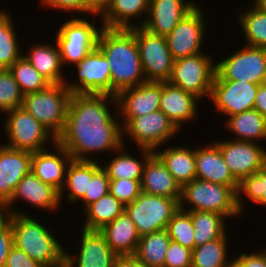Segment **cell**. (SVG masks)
<instances>
[{
  "label": "cell",
  "mask_w": 266,
  "mask_h": 267,
  "mask_svg": "<svg viewBox=\"0 0 266 267\" xmlns=\"http://www.w3.org/2000/svg\"><path fill=\"white\" fill-rule=\"evenodd\" d=\"M23 94L9 69L0 68V112L22 106Z\"/></svg>",
  "instance_id": "42"
},
{
  "label": "cell",
  "mask_w": 266,
  "mask_h": 267,
  "mask_svg": "<svg viewBox=\"0 0 266 267\" xmlns=\"http://www.w3.org/2000/svg\"><path fill=\"white\" fill-rule=\"evenodd\" d=\"M67 72L68 77L71 75L72 78L76 75L72 80L70 77H66L64 82L73 94H111L109 62L98 47Z\"/></svg>",
  "instance_id": "12"
},
{
  "label": "cell",
  "mask_w": 266,
  "mask_h": 267,
  "mask_svg": "<svg viewBox=\"0 0 266 267\" xmlns=\"http://www.w3.org/2000/svg\"><path fill=\"white\" fill-rule=\"evenodd\" d=\"M178 210L176 199L143 192L132 203L125 205V212L135 223L140 236L166 229Z\"/></svg>",
  "instance_id": "14"
},
{
  "label": "cell",
  "mask_w": 266,
  "mask_h": 267,
  "mask_svg": "<svg viewBox=\"0 0 266 267\" xmlns=\"http://www.w3.org/2000/svg\"><path fill=\"white\" fill-rule=\"evenodd\" d=\"M241 46V47H240ZM238 49L220 55L216 60L215 77L218 80H242L264 84L266 80V49L241 43ZM223 56V57H221Z\"/></svg>",
  "instance_id": "11"
},
{
  "label": "cell",
  "mask_w": 266,
  "mask_h": 267,
  "mask_svg": "<svg viewBox=\"0 0 266 267\" xmlns=\"http://www.w3.org/2000/svg\"><path fill=\"white\" fill-rule=\"evenodd\" d=\"M179 209L216 212L229 222L243 218L237 206V192L232 187L197 178L182 186Z\"/></svg>",
  "instance_id": "5"
},
{
  "label": "cell",
  "mask_w": 266,
  "mask_h": 267,
  "mask_svg": "<svg viewBox=\"0 0 266 267\" xmlns=\"http://www.w3.org/2000/svg\"><path fill=\"white\" fill-rule=\"evenodd\" d=\"M127 148H129L127 145H122L109 157H105L106 160H101V166L106 171L109 179H142L145 162L154 151L146 148H136L134 149L137 151L135 153L133 149L130 150L129 148L128 150ZM131 151L134 153H131Z\"/></svg>",
  "instance_id": "26"
},
{
  "label": "cell",
  "mask_w": 266,
  "mask_h": 267,
  "mask_svg": "<svg viewBox=\"0 0 266 267\" xmlns=\"http://www.w3.org/2000/svg\"><path fill=\"white\" fill-rule=\"evenodd\" d=\"M92 178L93 161L72 159L66 171L65 185L60 192L61 206L65 203L63 201L74 206L85 195H89Z\"/></svg>",
  "instance_id": "32"
},
{
  "label": "cell",
  "mask_w": 266,
  "mask_h": 267,
  "mask_svg": "<svg viewBox=\"0 0 266 267\" xmlns=\"http://www.w3.org/2000/svg\"><path fill=\"white\" fill-rule=\"evenodd\" d=\"M262 116L266 117V84H260L256 93L254 107Z\"/></svg>",
  "instance_id": "51"
},
{
  "label": "cell",
  "mask_w": 266,
  "mask_h": 267,
  "mask_svg": "<svg viewBox=\"0 0 266 267\" xmlns=\"http://www.w3.org/2000/svg\"><path fill=\"white\" fill-rule=\"evenodd\" d=\"M39 40L38 37L37 43L34 41L33 45L28 43V50H25V45H27L25 42L23 47L25 52L22 55L50 84L64 83L67 73L63 68L60 49L56 41L54 38L52 39L53 43L45 42L42 39L39 42Z\"/></svg>",
  "instance_id": "25"
},
{
  "label": "cell",
  "mask_w": 266,
  "mask_h": 267,
  "mask_svg": "<svg viewBox=\"0 0 266 267\" xmlns=\"http://www.w3.org/2000/svg\"><path fill=\"white\" fill-rule=\"evenodd\" d=\"M195 145L196 178L238 190V181L225 164L219 147L212 141Z\"/></svg>",
  "instance_id": "24"
},
{
  "label": "cell",
  "mask_w": 266,
  "mask_h": 267,
  "mask_svg": "<svg viewBox=\"0 0 266 267\" xmlns=\"http://www.w3.org/2000/svg\"><path fill=\"white\" fill-rule=\"evenodd\" d=\"M21 202L32 208L31 211L37 210L36 212L40 216L43 213H49L52 216L54 214L55 216L58 211L61 212L60 209L63 207L60 203V193L54 187L40 180L32 170L20 180L12 198L0 212L4 214L28 215L29 213V215H34L30 210L24 211V206H22V210L19 206Z\"/></svg>",
  "instance_id": "10"
},
{
  "label": "cell",
  "mask_w": 266,
  "mask_h": 267,
  "mask_svg": "<svg viewBox=\"0 0 266 267\" xmlns=\"http://www.w3.org/2000/svg\"><path fill=\"white\" fill-rule=\"evenodd\" d=\"M170 239L191 250L195 248L194 226L191 215L179 209L166 227Z\"/></svg>",
  "instance_id": "41"
},
{
  "label": "cell",
  "mask_w": 266,
  "mask_h": 267,
  "mask_svg": "<svg viewBox=\"0 0 266 267\" xmlns=\"http://www.w3.org/2000/svg\"><path fill=\"white\" fill-rule=\"evenodd\" d=\"M13 246L10 214L0 212V267H5L7 255Z\"/></svg>",
  "instance_id": "47"
},
{
  "label": "cell",
  "mask_w": 266,
  "mask_h": 267,
  "mask_svg": "<svg viewBox=\"0 0 266 267\" xmlns=\"http://www.w3.org/2000/svg\"><path fill=\"white\" fill-rule=\"evenodd\" d=\"M109 192L122 204L127 205L142 193L141 180L110 179Z\"/></svg>",
  "instance_id": "45"
},
{
  "label": "cell",
  "mask_w": 266,
  "mask_h": 267,
  "mask_svg": "<svg viewBox=\"0 0 266 267\" xmlns=\"http://www.w3.org/2000/svg\"><path fill=\"white\" fill-rule=\"evenodd\" d=\"M36 215L10 214L13 245L45 267H62L67 244L63 243L62 237H56V229L52 230L55 226L47 225L45 215L42 219Z\"/></svg>",
  "instance_id": "3"
},
{
  "label": "cell",
  "mask_w": 266,
  "mask_h": 267,
  "mask_svg": "<svg viewBox=\"0 0 266 267\" xmlns=\"http://www.w3.org/2000/svg\"><path fill=\"white\" fill-rule=\"evenodd\" d=\"M110 2L111 0H87L89 7L99 15L106 9Z\"/></svg>",
  "instance_id": "52"
},
{
  "label": "cell",
  "mask_w": 266,
  "mask_h": 267,
  "mask_svg": "<svg viewBox=\"0 0 266 267\" xmlns=\"http://www.w3.org/2000/svg\"><path fill=\"white\" fill-rule=\"evenodd\" d=\"M56 142L74 160L101 162L105 153L108 157L118 150L123 145V130L116 96L72 94L65 128Z\"/></svg>",
  "instance_id": "1"
},
{
  "label": "cell",
  "mask_w": 266,
  "mask_h": 267,
  "mask_svg": "<svg viewBox=\"0 0 266 267\" xmlns=\"http://www.w3.org/2000/svg\"><path fill=\"white\" fill-rule=\"evenodd\" d=\"M124 211L125 205L109 192L82 211L81 217L83 216L84 218H81L80 227L87 230H100L114 221Z\"/></svg>",
  "instance_id": "35"
},
{
  "label": "cell",
  "mask_w": 266,
  "mask_h": 267,
  "mask_svg": "<svg viewBox=\"0 0 266 267\" xmlns=\"http://www.w3.org/2000/svg\"><path fill=\"white\" fill-rule=\"evenodd\" d=\"M119 118L123 130V145L135 146L133 148L155 151L161 146L174 143L175 137L179 135L181 138L180 133H184L161 110L140 117ZM129 141L134 144L130 145Z\"/></svg>",
  "instance_id": "6"
},
{
  "label": "cell",
  "mask_w": 266,
  "mask_h": 267,
  "mask_svg": "<svg viewBox=\"0 0 266 267\" xmlns=\"http://www.w3.org/2000/svg\"><path fill=\"white\" fill-rule=\"evenodd\" d=\"M162 82L147 81L116 95L119 117H140L159 110Z\"/></svg>",
  "instance_id": "21"
},
{
  "label": "cell",
  "mask_w": 266,
  "mask_h": 267,
  "mask_svg": "<svg viewBox=\"0 0 266 267\" xmlns=\"http://www.w3.org/2000/svg\"><path fill=\"white\" fill-rule=\"evenodd\" d=\"M243 7V8H242ZM235 11L242 32L243 44L266 49V13L257 8L251 1ZM240 11V12H237ZM243 37V38H242Z\"/></svg>",
  "instance_id": "33"
},
{
  "label": "cell",
  "mask_w": 266,
  "mask_h": 267,
  "mask_svg": "<svg viewBox=\"0 0 266 267\" xmlns=\"http://www.w3.org/2000/svg\"><path fill=\"white\" fill-rule=\"evenodd\" d=\"M200 2L196 0H150L141 26L154 35L167 36Z\"/></svg>",
  "instance_id": "20"
},
{
  "label": "cell",
  "mask_w": 266,
  "mask_h": 267,
  "mask_svg": "<svg viewBox=\"0 0 266 267\" xmlns=\"http://www.w3.org/2000/svg\"><path fill=\"white\" fill-rule=\"evenodd\" d=\"M170 241L166 229L140 236L135 255L146 267H164Z\"/></svg>",
  "instance_id": "38"
},
{
  "label": "cell",
  "mask_w": 266,
  "mask_h": 267,
  "mask_svg": "<svg viewBox=\"0 0 266 267\" xmlns=\"http://www.w3.org/2000/svg\"><path fill=\"white\" fill-rule=\"evenodd\" d=\"M228 267H241L235 260H233Z\"/></svg>",
  "instance_id": "54"
},
{
  "label": "cell",
  "mask_w": 266,
  "mask_h": 267,
  "mask_svg": "<svg viewBox=\"0 0 266 267\" xmlns=\"http://www.w3.org/2000/svg\"><path fill=\"white\" fill-rule=\"evenodd\" d=\"M166 144L157 148L154 153L161 159L172 174L174 179L182 187L196 178L195 146L193 143L183 144L177 142Z\"/></svg>",
  "instance_id": "28"
},
{
  "label": "cell",
  "mask_w": 266,
  "mask_h": 267,
  "mask_svg": "<svg viewBox=\"0 0 266 267\" xmlns=\"http://www.w3.org/2000/svg\"><path fill=\"white\" fill-rule=\"evenodd\" d=\"M203 103L194 94L184 91L182 88L162 82L160 107L161 110L182 132L186 131L190 124L199 119V108ZM196 121V122H195ZM188 126V127H187Z\"/></svg>",
  "instance_id": "19"
},
{
  "label": "cell",
  "mask_w": 266,
  "mask_h": 267,
  "mask_svg": "<svg viewBox=\"0 0 266 267\" xmlns=\"http://www.w3.org/2000/svg\"><path fill=\"white\" fill-rule=\"evenodd\" d=\"M72 92L64 83L23 95L22 108L29 112L57 139L63 132Z\"/></svg>",
  "instance_id": "8"
},
{
  "label": "cell",
  "mask_w": 266,
  "mask_h": 267,
  "mask_svg": "<svg viewBox=\"0 0 266 267\" xmlns=\"http://www.w3.org/2000/svg\"><path fill=\"white\" fill-rule=\"evenodd\" d=\"M32 153L0 142V210L10 201L20 180L31 171Z\"/></svg>",
  "instance_id": "22"
},
{
  "label": "cell",
  "mask_w": 266,
  "mask_h": 267,
  "mask_svg": "<svg viewBox=\"0 0 266 267\" xmlns=\"http://www.w3.org/2000/svg\"><path fill=\"white\" fill-rule=\"evenodd\" d=\"M206 52L205 49L203 53L174 60L172 74L168 82L194 94L207 104L216 73V60H214L213 53L211 55L209 52L208 55Z\"/></svg>",
  "instance_id": "9"
},
{
  "label": "cell",
  "mask_w": 266,
  "mask_h": 267,
  "mask_svg": "<svg viewBox=\"0 0 266 267\" xmlns=\"http://www.w3.org/2000/svg\"><path fill=\"white\" fill-rule=\"evenodd\" d=\"M114 267H146L135 254L117 255Z\"/></svg>",
  "instance_id": "50"
},
{
  "label": "cell",
  "mask_w": 266,
  "mask_h": 267,
  "mask_svg": "<svg viewBox=\"0 0 266 267\" xmlns=\"http://www.w3.org/2000/svg\"><path fill=\"white\" fill-rule=\"evenodd\" d=\"M227 233L229 232L221 238L196 246L192 250L191 267H228L234 258L233 255H229L232 251L229 239L232 237Z\"/></svg>",
  "instance_id": "36"
},
{
  "label": "cell",
  "mask_w": 266,
  "mask_h": 267,
  "mask_svg": "<svg viewBox=\"0 0 266 267\" xmlns=\"http://www.w3.org/2000/svg\"><path fill=\"white\" fill-rule=\"evenodd\" d=\"M191 215L194 226L195 247L205 244L209 241L221 238L231 229L227 219L216 212L193 211L188 212ZM228 224V225H227Z\"/></svg>",
  "instance_id": "37"
},
{
  "label": "cell",
  "mask_w": 266,
  "mask_h": 267,
  "mask_svg": "<svg viewBox=\"0 0 266 267\" xmlns=\"http://www.w3.org/2000/svg\"><path fill=\"white\" fill-rule=\"evenodd\" d=\"M252 3L266 13V0H251Z\"/></svg>",
  "instance_id": "53"
},
{
  "label": "cell",
  "mask_w": 266,
  "mask_h": 267,
  "mask_svg": "<svg viewBox=\"0 0 266 267\" xmlns=\"http://www.w3.org/2000/svg\"><path fill=\"white\" fill-rule=\"evenodd\" d=\"M141 188L142 192L148 195L173 198L178 202L181 198L182 187L155 153H153L145 162L141 179Z\"/></svg>",
  "instance_id": "29"
},
{
  "label": "cell",
  "mask_w": 266,
  "mask_h": 267,
  "mask_svg": "<svg viewBox=\"0 0 266 267\" xmlns=\"http://www.w3.org/2000/svg\"><path fill=\"white\" fill-rule=\"evenodd\" d=\"M212 141L219 147L225 164L238 182L247 176L255 175L266 164L265 145L228 137Z\"/></svg>",
  "instance_id": "18"
},
{
  "label": "cell",
  "mask_w": 266,
  "mask_h": 267,
  "mask_svg": "<svg viewBox=\"0 0 266 267\" xmlns=\"http://www.w3.org/2000/svg\"><path fill=\"white\" fill-rule=\"evenodd\" d=\"M1 116L0 129L4 128L1 131L5 132L7 137L3 139L6 141L2 144L6 147L35 153L56 143V138L49 130L22 107L9 110Z\"/></svg>",
  "instance_id": "7"
},
{
  "label": "cell",
  "mask_w": 266,
  "mask_h": 267,
  "mask_svg": "<svg viewBox=\"0 0 266 267\" xmlns=\"http://www.w3.org/2000/svg\"><path fill=\"white\" fill-rule=\"evenodd\" d=\"M76 226L79 229L76 233H80L78 237L73 238V241L76 240L75 246L71 247V250L74 248L73 251L69 247L64 248V266L114 267L117 255L111 250L105 236L99 230H87L78 224Z\"/></svg>",
  "instance_id": "15"
},
{
  "label": "cell",
  "mask_w": 266,
  "mask_h": 267,
  "mask_svg": "<svg viewBox=\"0 0 266 267\" xmlns=\"http://www.w3.org/2000/svg\"><path fill=\"white\" fill-rule=\"evenodd\" d=\"M23 95L46 89L50 83L22 55L9 68Z\"/></svg>",
  "instance_id": "40"
},
{
  "label": "cell",
  "mask_w": 266,
  "mask_h": 267,
  "mask_svg": "<svg viewBox=\"0 0 266 267\" xmlns=\"http://www.w3.org/2000/svg\"><path fill=\"white\" fill-rule=\"evenodd\" d=\"M8 9L0 8V68L3 69H9L24 52L23 44L19 39V35L20 37L22 35L18 32L17 24L14 23L16 20L13 18V13L10 8Z\"/></svg>",
  "instance_id": "34"
},
{
  "label": "cell",
  "mask_w": 266,
  "mask_h": 267,
  "mask_svg": "<svg viewBox=\"0 0 266 267\" xmlns=\"http://www.w3.org/2000/svg\"><path fill=\"white\" fill-rule=\"evenodd\" d=\"M64 17L66 19L62 20V24H59L51 38L55 39L60 49L62 65L67 71L97 47L98 36L103 25L99 14L69 17V19Z\"/></svg>",
  "instance_id": "4"
},
{
  "label": "cell",
  "mask_w": 266,
  "mask_h": 267,
  "mask_svg": "<svg viewBox=\"0 0 266 267\" xmlns=\"http://www.w3.org/2000/svg\"><path fill=\"white\" fill-rule=\"evenodd\" d=\"M259 85L242 80H218L215 76L208 103L214 113L224 117L251 110Z\"/></svg>",
  "instance_id": "17"
},
{
  "label": "cell",
  "mask_w": 266,
  "mask_h": 267,
  "mask_svg": "<svg viewBox=\"0 0 266 267\" xmlns=\"http://www.w3.org/2000/svg\"><path fill=\"white\" fill-rule=\"evenodd\" d=\"M5 267H45L39 261L33 260L21 249L12 246L7 255Z\"/></svg>",
  "instance_id": "49"
},
{
  "label": "cell",
  "mask_w": 266,
  "mask_h": 267,
  "mask_svg": "<svg viewBox=\"0 0 266 267\" xmlns=\"http://www.w3.org/2000/svg\"><path fill=\"white\" fill-rule=\"evenodd\" d=\"M143 73L147 81L166 82L170 79L174 59L166 36L154 35L143 27H135Z\"/></svg>",
  "instance_id": "16"
},
{
  "label": "cell",
  "mask_w": 266,
  "mask_h": 267,
  "mask_svg": "<svg viewBox=\"0 0 266 267\" xmlns=\"http://www.w3.org/2000/svg\"><path fill=\"white\" fill-rule=\"evenodd\" d=\"M72 160L71 155L57 142L50 148L32 153V172L45 184L59 193L66 180V171Z\"/></svg>",
  "instance_id": "23"
},
{
  "label": "cell",
  "mask_w": 266,
  "mask_h": 267,
  "mask_svg": "<svg viewBox=\"0 0 266 267\" xmlns=\"http://www.w3.org/2000/svg\"><path fill=\"white\" fill-rule=\"evenodd\" d=\"M205 6L199 3L166 36L168 48L174 60L205 52L206 43L204 42L207 40L206 34L208 35L209 30L207 28L209 17H206L208 12Z\"/></svg>",
  "instance_id": "13"
},
{
  "label": "cell",
  "mask_w": 266,
  "mask_h": 267,
  "mask_svg": "<svg viewBox=\"0 0 266 267\" xmlns=\"http://www.w3.org/2000/svg\"><path fill=\"white\" fill-rule=\"evenodd\" d=\"M246 202L266 208V164L255 175L247 176L238 183L237 206L242 215L246 212L245 216V210H248Z\"/></svg>",
  "instance_id": "39"
},
{
  "label": "cell",
  "mask_w": 266,
  "mask_h": 267,
  "mask_svg": "<svg viewBox=\"0 0 266 267\" xmlns=\"http://www.w3.org/2000/svg\"><path fill=\"white\" fill-rule=\"evenodd\" d=\"M192 265V250L170 241L168 246L164 267H191Z\"/></svg>",
  "instance_id": "46"
},
{
  "label": "cell",
  "mask_w": 266,
  "mask_h": 267,
  "mask_svg": "<svg viewBox=\"0 0 266 267\" xmlns=\"http://www.w3.org/2000/svg\"><path fill=\"white\" fill-rule=\"evenodd\" d=\"M99 231L116 255L136 253L140 235L135 223L125 211Z\"/></svg>",
  "instance_id": "31"
},
{
  "label": "cell",
  "mask_w": 266,
  "mask_h": 267,
  "mask_svg": "<svg viewBox=\"0 0 266 267\" xmlns=\"http://www.w3.org/2000/svg\"><path fill=\"white\" fill-rule=\"evenodd\" d=\"M224 122L223 128L226 129V133L228 131V134L231 135L228 138L262 145L265 142L266 145V117L256 109L228 116Z\"/></svg>",
  "instance_id": "30"
},
{
  "label": "cell",
  "mask_w": 266,
  "mask_h": 267,
  "mask_svg": "<svg viewBox=\"0 0 266 267\" xmlns=\"http://www.w3.org/2000/svg\"><path fill=\"white\" fill-rule=\"evenodd\" d=\"M110 179L99 161H93V178L90 181L89 195H85L79 203L81 210L109 193ZM83 207V208H82Z\"/></svg>",
  "instance_id": "43"
},
{
  "label": "cell",
  "mask_w": 266,
  "mask_h": 267,
  "mask_svg": "<svg viewBox=\"0 0 266 267\" xmlns=\"http://www.w3.org/2000/svg\"><path fill=\"white\" fill-rule=\"evenodd\" d=\"M40 5L41 9L46 8L49 11L52 9L53 12H61V15L66 13L68 17H86L96 14L87 4V0H39Z\"/></svg>",
  "instance_id": "44"
},
{
  "label": "cell",
  "mask_w": 266,
  "mask_h": 267,
  "mask_svg": "<svg viewBox=\"0 0 266 267\" xmlns=\"http://www.w3.org/2000/svg\"><path fill=\"white\" fill-rule=\"evenodd\" d=\"M251 249H244V252L242 250L240 253L236 250L238 253L234 254V260L241 267H266V246L261 247V249L259 247V250L258 248L255 250ZM245 250H250V252Z\"/></svg>",
  "instance_id": "48"
},
{
  "label": "cell",
  "mask_w": 266,
  "mask_h": 267,
  "mask_svg": "<svg viewBox=\"0 0 266 267\" xmlns=\"http://www.w3.org/2000/svg\"><path fill=\"white\" fill-rule=\"evenodd\" d=\"M97 47L105 55L111 71V95L147 82L143 73L135 27L105 28L99 33Z\"/></svg>",
  "instance_id": "2"
},
{
  "label": "cell",
  "mask_w": 266,
  "mask_h": 267,
  "mask_svg": "<svg viewBox=\"0 0 266 267\" xmlns=\"http://www.w3.org/2000/svg\"><path fill=\"white\" fill-rule=\"evenodd\" d=\"M149 3L150 0H111L100 14L102 25L124 29L141 27L146 21Z\"/></svg>",
  "instance_id": "27"
}]
</instances>
